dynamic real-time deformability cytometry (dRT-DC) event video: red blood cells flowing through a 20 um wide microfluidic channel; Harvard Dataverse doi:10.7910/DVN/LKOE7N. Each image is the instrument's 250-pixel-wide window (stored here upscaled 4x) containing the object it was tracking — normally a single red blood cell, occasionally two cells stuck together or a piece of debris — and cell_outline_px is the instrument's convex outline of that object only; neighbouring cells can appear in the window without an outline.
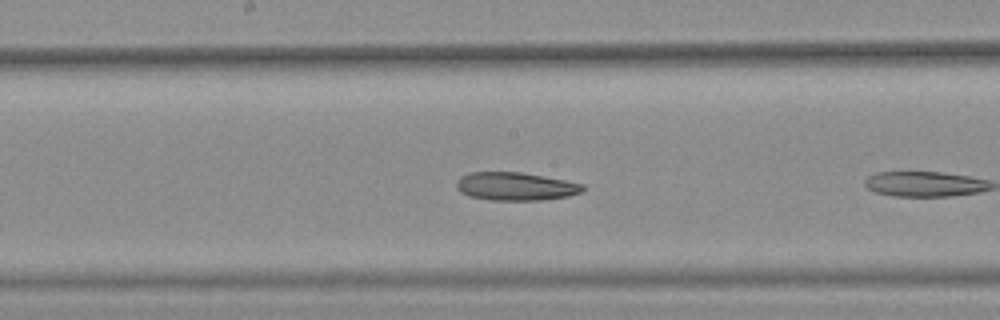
{"species": "common noctule bat (a hibernating species)", "species_latin": "Nyctalus noctula", "temperature_condition": "warm", "stored_images_in_passage": 10, "camera_frame_rate_fps": 3000, "um_per_image_px": 0.085, "animal": {"sex": "female", "body_mass_g": 25.1}, "frame": {"image": 1, "passage_image": 9, "time_ms": 2.667, "image_size_px": [1000, 320], "cell_outline_px": [[584, 188], [580, 192], [568, 196], [540, 200], [492, 200], [468, 196], [460, 192], [456, 188], [456, 180], [460, 176], [468, 172], [520, 172], [544, 176], [584, 184]], "centroid_in_image_um": [43.76, 15.83], "position_along_channel_um": 204.4, "area_um2": 20.75}}